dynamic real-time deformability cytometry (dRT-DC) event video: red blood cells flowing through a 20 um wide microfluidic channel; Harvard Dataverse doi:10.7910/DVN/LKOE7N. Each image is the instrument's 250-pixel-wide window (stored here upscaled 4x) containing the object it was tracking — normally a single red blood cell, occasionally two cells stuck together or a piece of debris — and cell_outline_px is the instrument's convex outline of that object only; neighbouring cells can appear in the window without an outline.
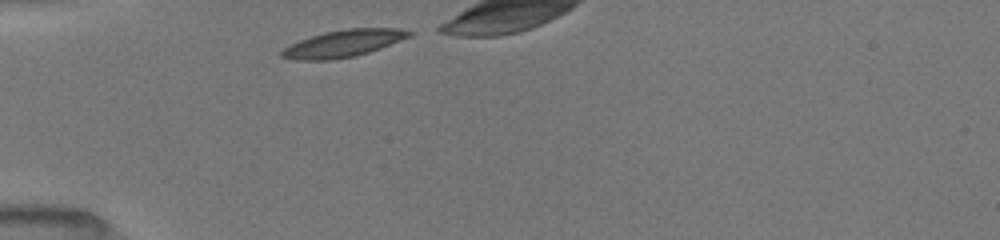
{"species": "common noctule bat (a hibernating species)", "species_latin": "Nyctalus noctula", "temperature_condition": "room temperature", "stored_images_in_passage": 8, "camera_frame_rate_fps": 3000, "um_per_image_px": 0.085, "animal": {"sex": "female", "body_mass_g": 19.5, "forearm_length_mm": 54.1}, "frame": {"image": 1, "passage_image": 1, "time_ms": 0.0, "image_size_px": [1000, 240], "cell_outline_px": [[412, 32], [408, 36], [380, 48], [356, 56], [328, 60], [296, 60], [280, 56], [280, 52], [284, 48], [300, 40], [324, 32], [348, 28], [396, 28]], "centroid_in_image_um": [29.13, 3.7], "position_along_channel_um": 55.9, "area_um2": 19.65}}
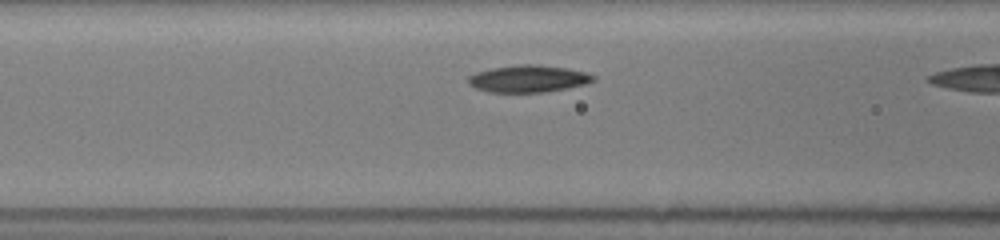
{"frame": {"image": 2, "passage_image": 7, "time_ms": 2.0, "image_size_px": [1000, 240], "cell_outline_px": [[596, 76], [592, 80], [584, 84], [544, 92], [492, 92], [476, 88], [468, 80], [468, 76], [476, 72], [492, 68], [524, 64], [536, 64], [568, 68], [584, 72]], "centroid_in_image_um": [44.9, 6.68], "position_along_channel_um": 121.7, "area_um2": 19.31}}